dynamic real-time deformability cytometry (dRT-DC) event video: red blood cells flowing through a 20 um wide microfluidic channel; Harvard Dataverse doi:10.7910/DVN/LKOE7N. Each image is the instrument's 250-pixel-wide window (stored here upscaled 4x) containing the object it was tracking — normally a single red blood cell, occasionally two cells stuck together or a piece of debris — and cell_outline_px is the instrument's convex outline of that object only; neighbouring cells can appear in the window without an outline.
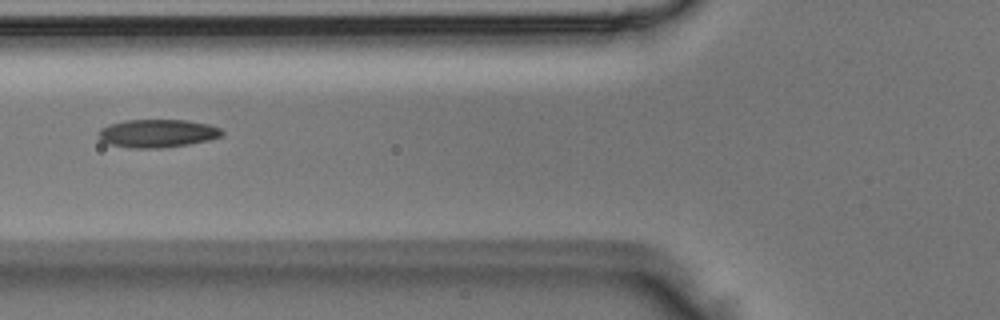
{"species": "Egyptian fruit bat (a non-hibernating species)", "species_latin": "Rousettus aegyptiacus", "temperature_condition": "room temperature", "stored_images_in_passage": 3, "camera_frame_rate_fps": 3000, "um_per_image_px": 0.085, "animal": {"sex": "male"}, "frame": {"image": 1, "passage_image": 2, "time_ms": 0.333, "image_size_px": [1000, 320], "cell_outline_px": [[224, 132], [220, 136], [208, 140], [188, 144], [160, 148], [132, 148], [112, 144], [100, 140], [96, 132], [100, 128], [108, 124], [124, 120], [188, 120], [208, 124], [220, 128]], "centroid_in_image_um": [13.34, 11.32], "position_along_channel_um": 112.5, "area_um2": 20.23}}